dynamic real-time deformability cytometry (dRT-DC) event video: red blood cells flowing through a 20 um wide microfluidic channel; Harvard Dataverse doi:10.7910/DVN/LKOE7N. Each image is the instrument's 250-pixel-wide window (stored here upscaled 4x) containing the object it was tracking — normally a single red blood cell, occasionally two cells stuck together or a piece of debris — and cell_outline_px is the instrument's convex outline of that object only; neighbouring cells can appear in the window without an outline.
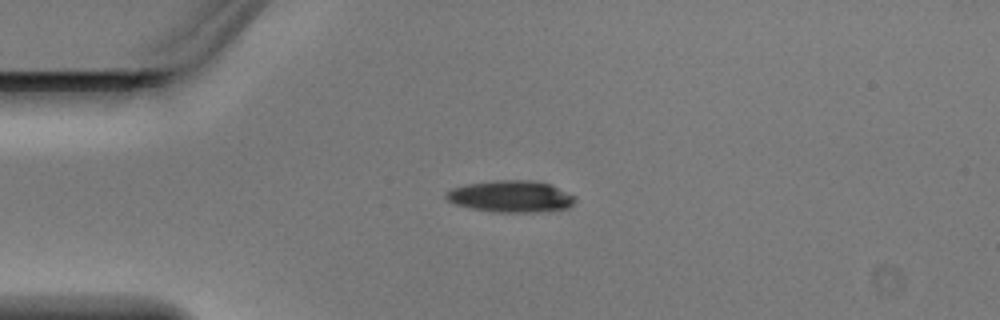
{"species": "Egyptian fruit bat (a non-hibernating species)", "species_latin": "Rousettus aegyptiacus", "temperature_condition": "warm", "stored_images_in_passage": 3, "camera_frame_rate_fps": 3000, "um_per_image_px": 0.085, "animal": {"sex": "male"}, "frame": {"image": 1, "passage_image": 1, "time_ms": 0.0, "image_size_px": [1000, 320], "cell_outline_px": [[576, 200], [568, 208], [536, 212], [496, 212], [472, 208], [456, 204], [448, 200], [444, 196], [452, 188], [468, 184], [496, 180], [532, 180], [552, 184], [576, 196]], "centroid_in_image_um": [43.48, 16.69], "position_along_channel_um": 41.5, "area_um2": 23.76}}
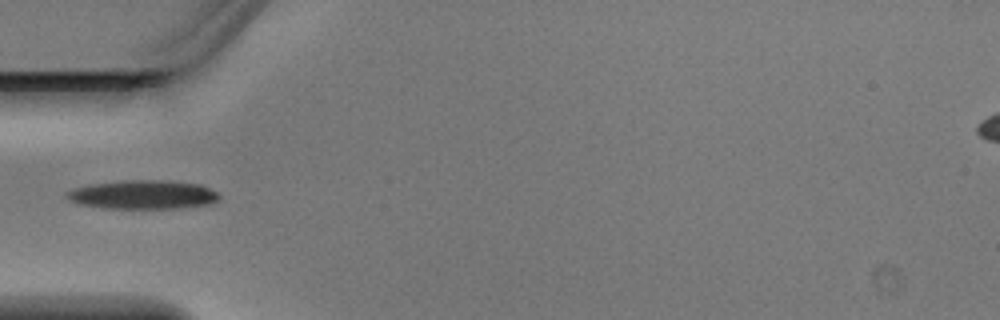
{"frame": {"image": 2, "passage_image": 2, "time_ms": 0.333, "image_size_px": [1000, 320], "cell_outline_px": [[220, 196], [212, 204], [180, 208], [104, 208], [80, 204], [68, 200], [64, 196], [72, 188], [92, 184], [124, 180], [160, 180], [200, 184], [216, 192]], "centroid_in_image_um": [12.13, 16.55], "position_along_channel_um": 72.9, "area_um2": 25.55}}
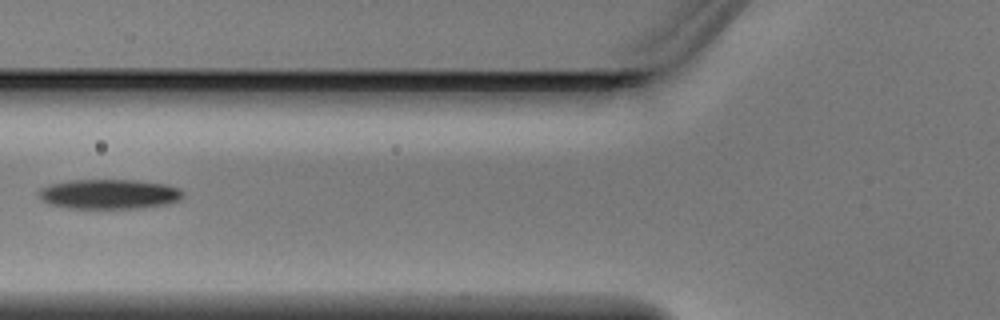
{"frame": {"image": 3, "passage_image": 3, "time_ms": 0.667, "image_size_px": [1000, 320], "cell_outline_px": [[184, 196], [180, 200], [164, 204], [140, 208], [68, 208], [52, 204], [40, 200], [36, 196], [40, 188], [52, 184], [72, 180], [136, 180], [168, 184], [180, 188], [184, 192]], "centroid_in_image_um": [9.29, 16.49], "position_along_channel_um": 116.5, "area_um2": 25.14}}